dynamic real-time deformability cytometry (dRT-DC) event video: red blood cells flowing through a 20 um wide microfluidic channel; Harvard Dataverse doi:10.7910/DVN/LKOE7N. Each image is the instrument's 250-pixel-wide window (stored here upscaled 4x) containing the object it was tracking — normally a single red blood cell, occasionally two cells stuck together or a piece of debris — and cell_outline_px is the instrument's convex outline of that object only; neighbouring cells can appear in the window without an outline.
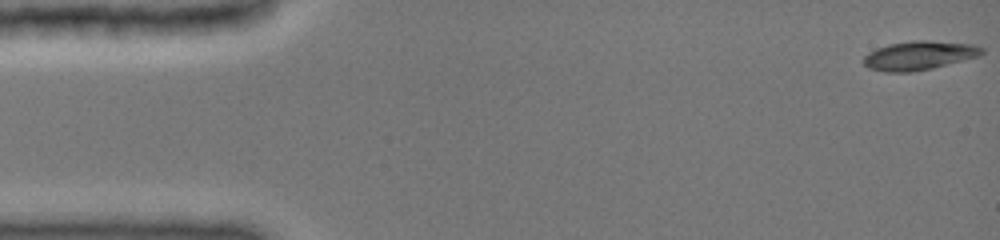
{"species": "common noctule bat (a hibernating species)", "species_latin": "Nyctalus noctula", "temperature_condition": "cold", "stored_images_in_passage": 14, "camera_frame_rate_fps": 3000, "um_per_image_px": 0.085, "animal": {"sex": "female", "body_mass_g": 19.0, "forearm_length_mm": 51.5}, "frame": {"image": 1, "passage_image": 1, "time_ms": 0.0, "image_size_px": [1000, 240], "cell_outline_px": [[984, 52], [976, 56], [932, 68], [912, 72], [884, 72], [872, 68], [864, 64], [864, 56], [880, 48], [892, 44], [912, 40], [924, 40], [972, 44], [984, 48]], "centroid_in_image_um": [78.14, 4.72], "position_along_channel_um": 6.9, "area_um2": 19.31}}
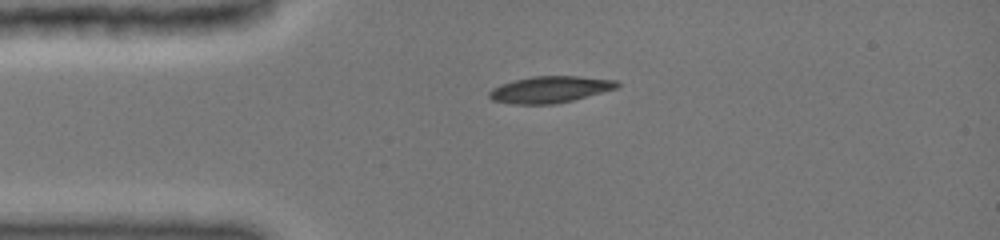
{"frame": {"image": 2, "passage_image": 11, "time_ms": 3.333, "image_size_px": [1000, 240], "cell_outline_px": [[620, 84], [616, 88], [572, 100], [552, 104], [516, 104], [492, 100], [488, 96], [488, 92], [504, 84], [516, 80], [536, 76], [576, 76], [616, 80]], "centroid_in_image_um": [46.77, 7.61], "position_along_channel_um": 38.2, "area_um2": 19.25}}
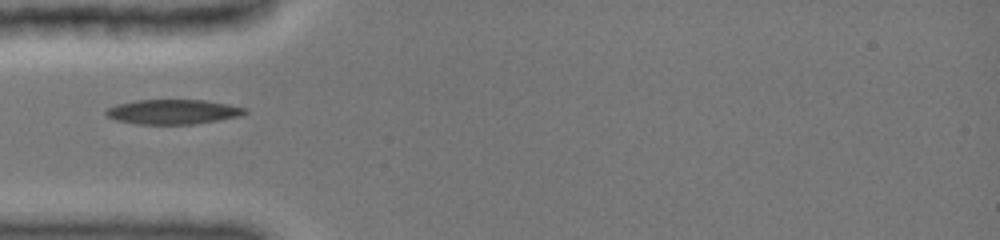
{"frame": {"image": 3, "passage_image": 13, "time_ms": 4.667, "image_size_px": [1000, 240], "cell_outline_px": [[248, 112], [240, 116], [192, 124], [140, 124], [116, 120], [108, 116], [104, 112], [108, 108], [116, 104], [140, 100], [204, 100], [248, 108]], "centroid_in_image_um": [14.71, 9.5], "position_along_channel_um": 70.3, "area_um2": 19.77}}